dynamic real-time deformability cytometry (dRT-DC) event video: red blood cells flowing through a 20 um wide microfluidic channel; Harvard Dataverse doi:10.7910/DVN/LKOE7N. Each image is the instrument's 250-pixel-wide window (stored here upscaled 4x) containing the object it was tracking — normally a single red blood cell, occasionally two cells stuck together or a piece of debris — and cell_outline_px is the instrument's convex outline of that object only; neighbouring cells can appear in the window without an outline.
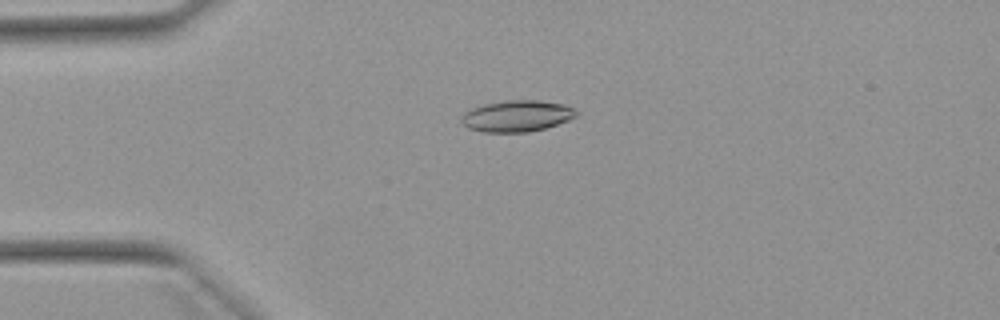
{"species": "Egyptian fruit bat (a non-hibernating species)", "species_latin": "Rousettus aegyptiacus", "temperature_condition": "warm", "stored_images_in_passage": 42, "camera_frame_rate_fps": 3000, "um_per_image_px": 0.085, "animal": {"sex": "female"}, "frame": {"image": 1, "passage_image": 3, "time_ms": 0.667, "image_size_px": [1000, 320], "cell_outline_px": [[580, 112], [576, 116], [568, 120], [544, 128], [528, 132], [484, 132], [468, 128], [460, 120], [464, 112], [472, 108], [484, 104], [508, 100], [540, 100], [564, 104]], "centroid_in_image_um": [43.93, 9.85], "position_along_channel_um": 41.1, "area_um2": 20.92}}
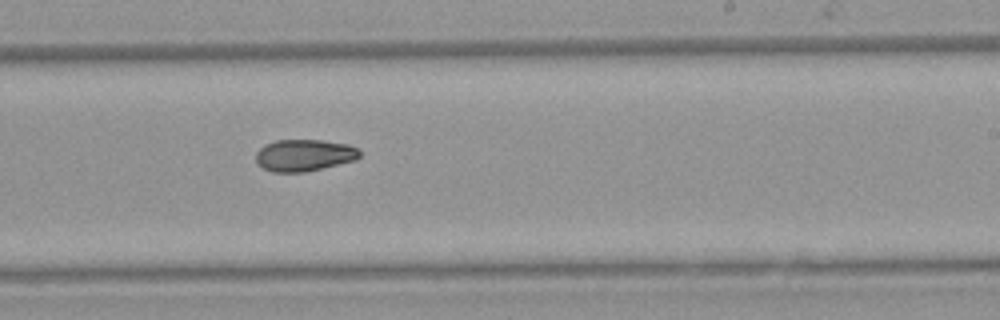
{"frame": {"image": 2, "passage_image": 22, "time_ms": 7.0, "image_size_px": [1000, 320], "cell_outline_px": [[360, 156], [356, 160], [304, 172], [272, 172], [256, 164], [256, 152], [264, 144], [276, 140], [320, 140], [348, 144], [356, 148], [360, 152]], "centroid_in_image_um": [25.82, 13.19], "position_along_channel_um": 263.2, "area_um2": 19.25}}
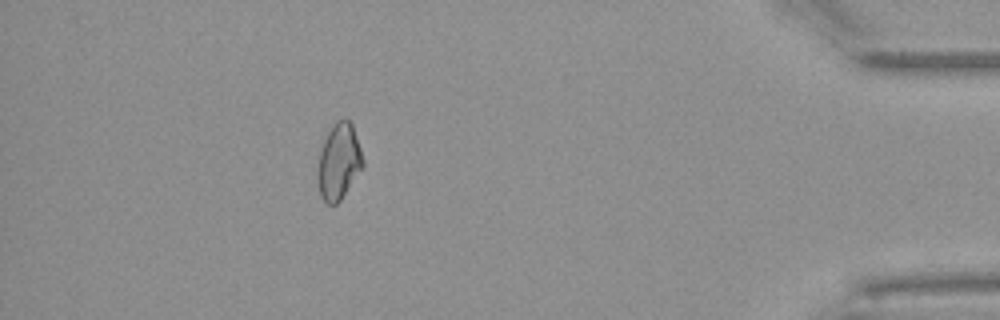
{"frame": {"image": 3, "passage_image": 37, "time_ms": 12.0, "image_size_px": [1000, 320], "cell_outline_px": [[364, 164], [340, 200], [336, 204], [328, 204], [320, 196], [316, 176], [316, 172], [320, 152], [324, 140], [328, 132], [336, 120], [344, 116], [352, 124], [364, 160]], "centroid_in_image_um": [28.77, 13.72], "position_along_channel_um": 406.4, "area_um2": 19.94}}